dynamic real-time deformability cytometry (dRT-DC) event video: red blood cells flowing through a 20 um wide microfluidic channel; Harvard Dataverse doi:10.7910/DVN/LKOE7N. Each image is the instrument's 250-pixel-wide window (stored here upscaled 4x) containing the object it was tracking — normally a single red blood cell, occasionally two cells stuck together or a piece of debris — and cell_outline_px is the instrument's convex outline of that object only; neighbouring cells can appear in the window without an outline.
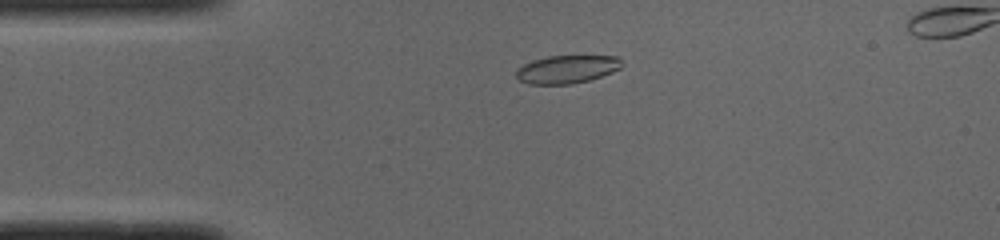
{"species": "common noctule bat (a hibernating species)", "species_latin": "Nyctalus noctula", "temperature_condition": "cold", "stored_images_in_passage": 30, "camera_frame_rate_fps": 3000, "um_per_image_px": 0.085, "animal": {"sex": "male", "body_mass_g": 19.0, "forearm_length_mm": 50.8}, "frame": {"image": 1, "passage_image": 8, "time_ms": 2.333, "image_size_px": [1000, 240], "cell_outline_px": [[624, 64], [620, 68], [612, 72], [588, 80], [572, 84], [528, 84], [520, 80], [516, 76], [516, 72], [524, 64], [532, 60], [548, 56], [616, 56]], "centroid_in_image_um": [48.19, 5.88], "position_along_channel_um": 36.8, "area_um2": 17.11}}
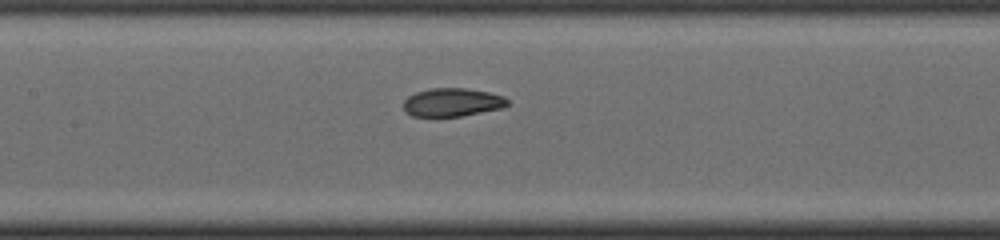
{"frame": {"image": 2, "passage_image": 20, "time_ms": 6.333, "image_size_px": [1000, 240], "cell_outline_px": [[508, 104], [504, 108], [460, 116], [412, 116], [404, 108], [404, 100], [408, 96], [416, 92], [428, 88], [468, 88], [488, 92], [504, 96], [508, 100]], "centroid_in_image_um": [38.47, 8.68], "position_along_channel_um": 168.9, "area_um2": 17.17}}
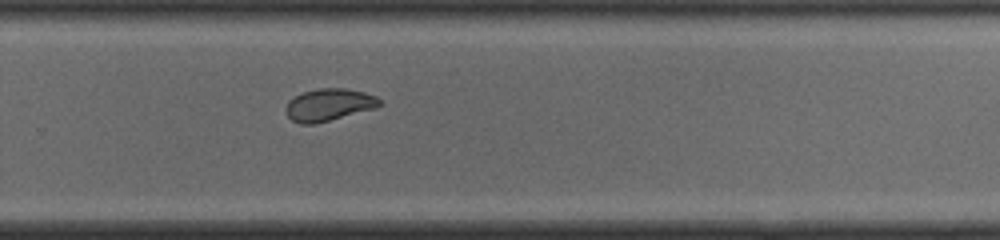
{"frame": {"image": 3, "passage_image": 30, "time_ms": 9.667, "image_size_px": [1000, 240], "cell_outline_px": [[380, 104], [376, 108], [316, 124], [300, 124], [292, 120], [288, 116], [288, 100], [304, 92], [320, 88], [344, 88], [364, 92], [376, 96], [380, 100]], "centroid_in_image_um": [27.98, 8.91], "position_along_channel_um": 301.8, "area_um2": 17.4}}